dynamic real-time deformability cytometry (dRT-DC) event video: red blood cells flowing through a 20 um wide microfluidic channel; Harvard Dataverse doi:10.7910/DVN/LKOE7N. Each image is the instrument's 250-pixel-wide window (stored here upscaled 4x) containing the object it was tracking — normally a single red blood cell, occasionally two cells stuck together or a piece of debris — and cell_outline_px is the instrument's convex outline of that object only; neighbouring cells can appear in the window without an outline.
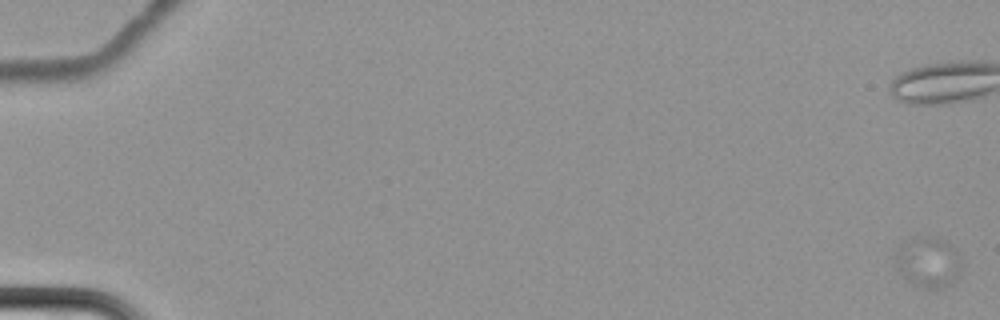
{"species": "common noctule bat (a hibernating species)", "species_latin": "Nyctalus noctula", "temperature_condition": "cold", "stored_images_in_passage": 9, "camera_frame_rate_fps": 3000, "um_per_image_px": 0.085, "animal": {"sex": "female", "body_mass_g": 22.7, "forearm_length_mm": 54.2}, "frame": {"image": 1, "passage_image": 1, "time_ms": 0.0, "image_size_px": [1000, 320], "cell_outline_px": [[964, 260], [960, 276], [952, 284], [944, 288], [920, 288], [912, 284], [900, 276], [896, 268], [892, 256], [900, 244], [908, 240], [920, 236], [936, 236], [948, 240], [960, 252]], "centroid_in_image_um": [78.93, 22.27], "position_along_channel_um": 6.1, "area_um2": 20.92}}